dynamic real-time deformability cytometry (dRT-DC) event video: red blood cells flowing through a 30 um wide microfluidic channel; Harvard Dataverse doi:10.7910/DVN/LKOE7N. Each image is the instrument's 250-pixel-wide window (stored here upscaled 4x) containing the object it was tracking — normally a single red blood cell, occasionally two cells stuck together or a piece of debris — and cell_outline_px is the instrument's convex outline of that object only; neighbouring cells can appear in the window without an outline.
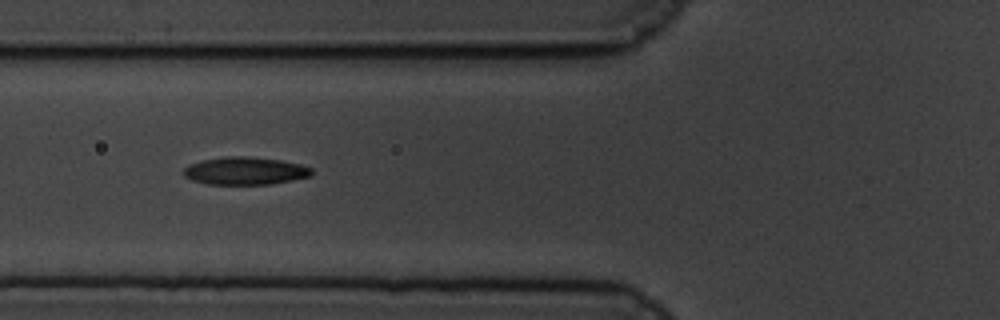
{"species": "common noctule bat (a hibernating species)", "species_latin": "Nyctalus noctula", "temperature_condition": "cold", "stored_images_in_passage": 19, "camera_frame_rate_fps": 3000, "um_per_image_px": 0.085, "animal": {"sex": "male", "body_mass_g": 19.5, "forearm_length_mm": 54.6}, "frame": {"image": 1, "passage_image": 9, "time_ms": 2.667, "image_size_px": [1000, 320], "cell_outline_px": [[312, 176], [272, 184], [208, 184], [192, 180], [184, 176], [184, 168], [188, 164], [204, 160], [224, 156], [248, 156], [280, 160], [300, 164], [312, 168]], "centroid_in_image_um": [20.84, 14.52], "position_along_channel_um": 105.0, "area_um2": 20.69}}
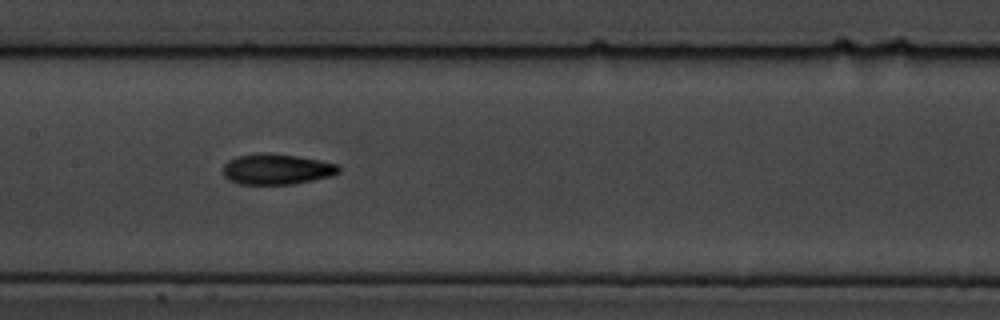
{"frame": {"image": 2, "passage_image": 16, "time_ms": 5.0, "image_size_px": [1000, 320], "cell_outline_px": [[340, 172], [332, 176], [292, 184], [240, 184], [228, 180], [224, 176], [224, 164], [228, 160], [236, 156], [296, 156], [320, 160], [340, 164]], "centroid_in_image_um": [23.57, 14.43], "position_along_channel_um": 183.8, "area_um2": 19.88}}